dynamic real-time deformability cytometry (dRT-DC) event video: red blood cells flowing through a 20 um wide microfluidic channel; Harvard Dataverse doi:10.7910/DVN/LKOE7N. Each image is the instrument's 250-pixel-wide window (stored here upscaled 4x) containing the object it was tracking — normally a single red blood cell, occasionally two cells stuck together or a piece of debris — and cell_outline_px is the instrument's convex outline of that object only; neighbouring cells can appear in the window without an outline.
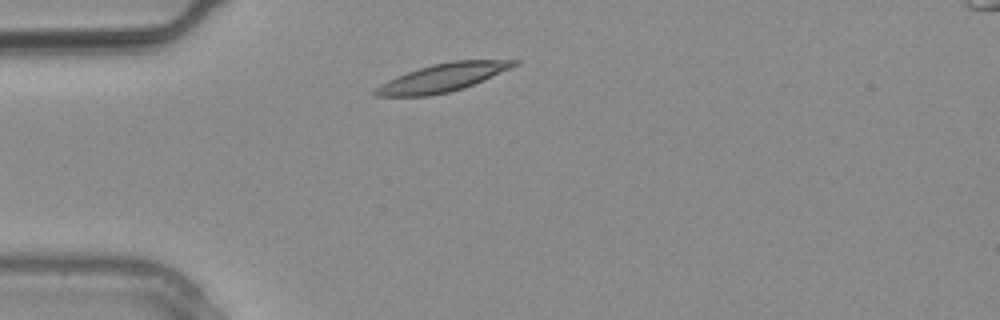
{"species": "common noctule bat (a hibernating species)", "species_latin": "Nyctalus noctula", "temperature_condition": "warm", "stored_images_in_passage": 2, "camera_frame_rate_fps": 3000, "um_per_image_px": 0.085, "animal": {"sex": "male", "body_mass_g": 20.4}, "frame": {"image": 1, "passage_image": 1, "time_ms": 0.0, "image_size_px": [1000, 320], "cell_outline_px": [[520, 64], [464, 88], [448, 92], [428, 96], [376, 96], [372, 92], [380, 84], [396, 76], [432, 64], [452, 60], [520, 60]], "centroid_in_image_um": [37.62, 6.59], "position_along_channel_um": 47.4, "area_um2": 22.54}}